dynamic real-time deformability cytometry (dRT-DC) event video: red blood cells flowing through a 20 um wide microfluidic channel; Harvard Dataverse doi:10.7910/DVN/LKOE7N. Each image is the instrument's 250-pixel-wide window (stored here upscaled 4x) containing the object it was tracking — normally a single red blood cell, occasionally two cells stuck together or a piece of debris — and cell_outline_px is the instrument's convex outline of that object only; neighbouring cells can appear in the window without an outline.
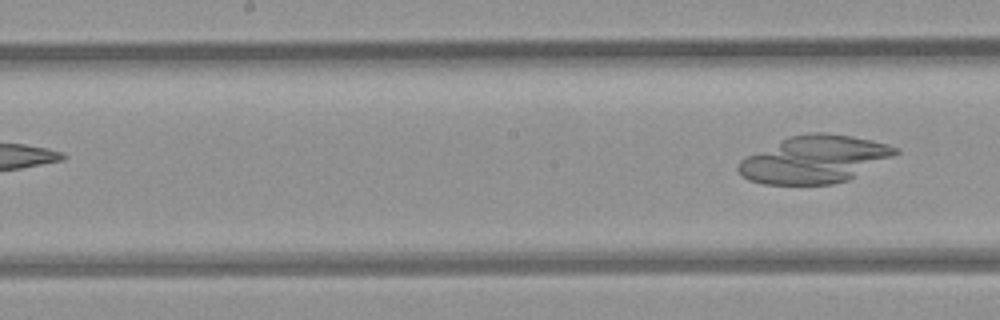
{"species": "common noctule bat (a hibernating species)", "species_latin": "Nyctalus noctula", "temperature_condition": "room temperature", "stored_images_in_passage": 7, "camera_frame_rate_fps": 3000, "um_per_image_px": 0.085, "animal": {"sex": "female", "body_mass_g": 21.9}, "frame": {"image": 1, "passage_image": 7, "time_ms": 2.0, "image_size_px": [1000, 320], "cell_outline_px": [[900, 152], [848, 180], [832, 184], [764, 184], [748, 180], [736, 168], [740, 160], [780, 140], [792, 136], [812, 132], [824, 132], [852, 136], [888, 144], [900, 148]], "centroid_in_image_um": [69.24, 13.55], "position_along_channel_um": 179.0, "area_um2": 42.89}}